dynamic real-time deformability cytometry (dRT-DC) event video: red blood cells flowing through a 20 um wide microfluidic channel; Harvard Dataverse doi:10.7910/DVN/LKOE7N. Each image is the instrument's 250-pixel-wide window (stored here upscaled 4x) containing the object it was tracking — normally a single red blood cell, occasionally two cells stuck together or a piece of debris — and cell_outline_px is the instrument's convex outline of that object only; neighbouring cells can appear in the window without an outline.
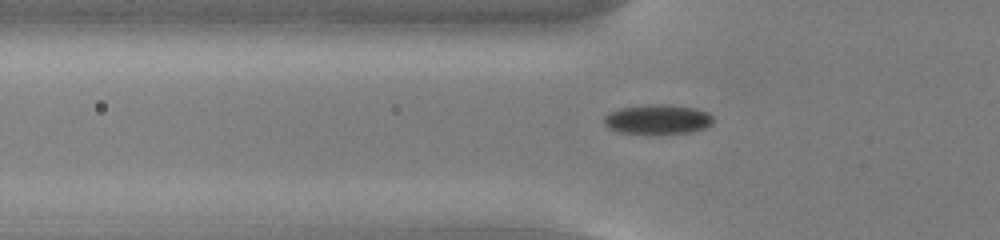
{"species": "common noctule bat (a hibernating species)", "species_latin": "Nyctalus noctula", "temperature_condition": "cold", "stored_images_in_passage": 19, "camera_frame_rate_fps": 3000, "um_per_image_px": 0.085, "animal": {"sex": "male", "body_mass_g": 13.0, "forearm_length_mm": 53.1}, "frame": {"image": 1, "passage_image": 2, "time_ms": 0.333, "image_size_px": [1000, 240], "cell_outline_px": [[712, 124], [704, 128], [692, 132], [620, 132], [608, 128], [604, 124], [604, 116], [620, 108], [648, 104], [672, 104], [696, 108], [708, 112], [712, 116]], "centroid_in_image_um": [55.93, 10.11], "position_along_channel_um": 69.9, "area_um2": 18.5}}
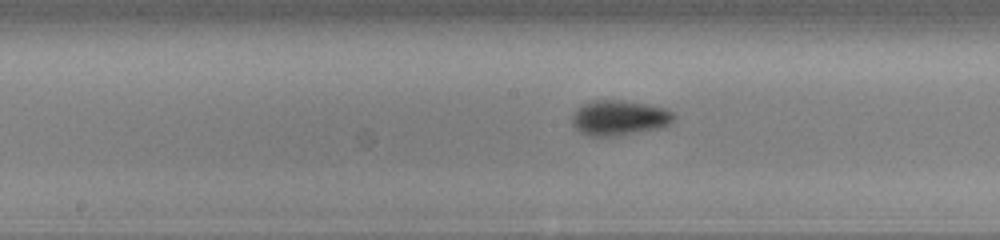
{"frame": {"image": 2, "passage_image": 12, "time_ms": 3.667, "image_size_px": [1000, 240], "cell_outline_px": [[676, 116], [664, 128], [616, 136], [588, 136], [580, 132], [572, 124], [572, 116], [576, 108], [592, 100], [624, 100], [648, 104], [664, 108], [672, 112]], "centroid_in_image_um": [52.64, 10.02], "position_along_channel_um": 195.6, "area_um2": 21.04}}
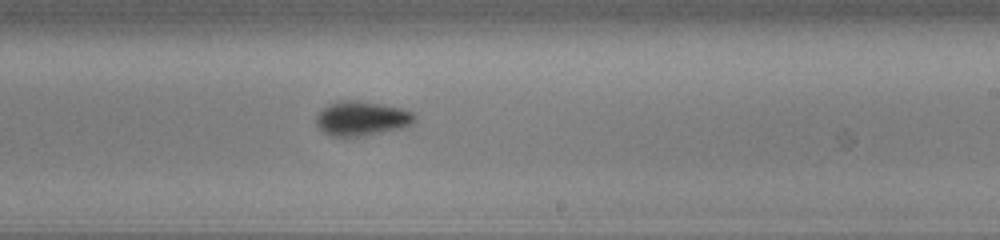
{"frame": {"image": 3, "passage_image": 17, "time_ms": 5.333, "image_size_px": [1000, 240], "cell_outline_px": [[416, 120], [412, 124], [404, 128], [360, 136], [332, 136], [324, 132], [316, 124], [316, 116], [328, 104], [336, 100], [360, 100], [404, 108], [416, 112]], "centroid_in_image_um": [30.8, 10.05], "position_along_channel_um": 258.2, "area_um2": 20.06}}